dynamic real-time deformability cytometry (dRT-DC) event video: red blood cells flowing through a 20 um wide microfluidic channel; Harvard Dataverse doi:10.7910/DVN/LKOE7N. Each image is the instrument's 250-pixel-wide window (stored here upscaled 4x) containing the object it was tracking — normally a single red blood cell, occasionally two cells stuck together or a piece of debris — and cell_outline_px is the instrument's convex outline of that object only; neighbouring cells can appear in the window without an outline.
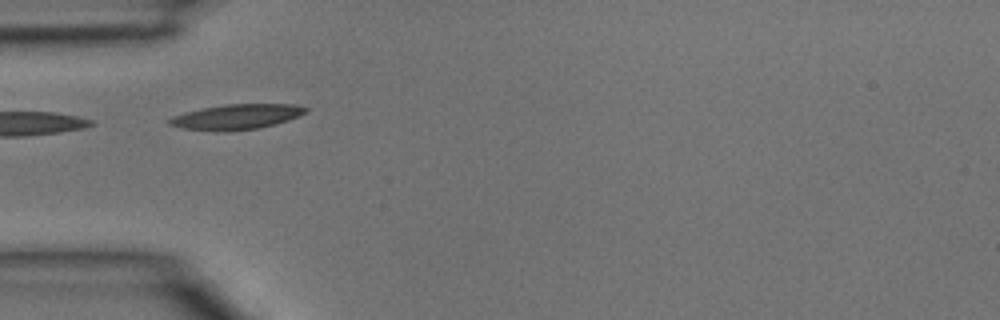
{"species": "common noctule bat (a hibernating species)", "species_latin": "Nyctalus noctula", "temperature_condition": "room temperature", "stored_images_in_passage": 3, "camera_frame_rate_fps": 3000, "um_per_image_px": 0.085, "animal": {"sex": "male", "body_mass_g": 15.6}, "frame": {"image": 1, "passage_image": 2, "time_ms": 0.333, "image_size_px": [1000, 320], "cell_outline_px": [[308, 108], [304, 112], [288, 120], [256, 128], [180, 128], [168, 124], [164, 120], [172, 116], [184, 112], [204, 108], [228, 104], [296, 104]], "centroid_in_image_um": [20.08, 9.87], "position_along_channel_um": 64.9, "area_um2": 18.73}}
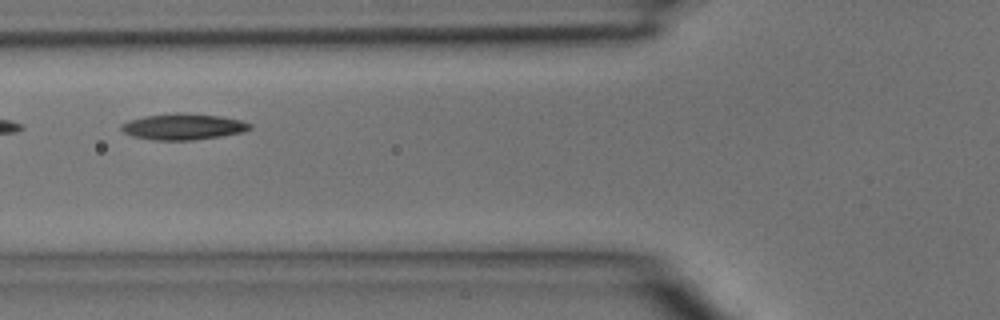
{"frame": {"image": 2, "passage_image": 3, "time_ms": 0.667, "image_size_px": [1000, 320], "cell_outline_px": [[252, 128], [244, 132], [220, 136], [192, 140], [152, 140], [132, 136], [124, 132], [120, 128], [120, 124], [128, 120], [144, 116], [176, 112], [220, 116], [240, 120], [252, 124]], "centroid_in_image_um": [15.55, 10.76], "position_along_channel_um": 110.3, "area_um2": 19.65}}